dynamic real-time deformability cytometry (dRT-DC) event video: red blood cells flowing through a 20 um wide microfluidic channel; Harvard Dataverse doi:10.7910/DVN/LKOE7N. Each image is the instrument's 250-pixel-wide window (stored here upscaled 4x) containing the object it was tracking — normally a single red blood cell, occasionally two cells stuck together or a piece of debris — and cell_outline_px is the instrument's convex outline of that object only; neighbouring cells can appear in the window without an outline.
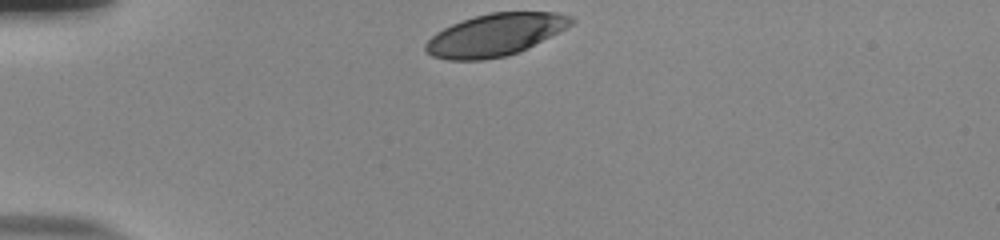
{"species": "human", "species_latin": "Homo sapiens", "temperature_condition": "room temperature", "stored_images_in_passage": 32, "camera_frame_rate_fps": 3000, "um_per_image_px": 0.085, "donor": {"sex": "male"}, "frame": {"image": 1, "passage_image": 1, "time_ms": 0.0, "image_size_px": [1000, 240], "cell_outline_px": [[576, 20], [572, 24], [516, 52], [504, 56], [484, 60], [448, 60], [432, 56], [424, 52], [424, 44], [436, 32], [452, 24], [476, 16], [492, 12], [556, 12], [572, 16]], "centroid_in_image_um": [42.02, 2.96], "position_along_channel_um": 43.0, "area_um2": 35.2}}
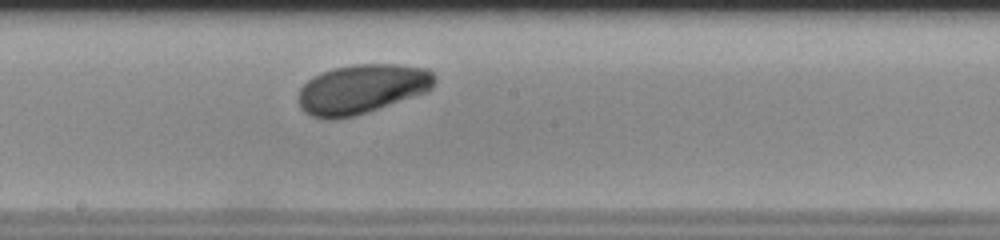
{"frame": {"image": 2, "passage_image": 18, "time_ms": 5.667, "image_size_px": [1000, 240], "cell_outline_px": [[436, 80], [432, 88], [428, 92], [352, 116], [332, 120], [312, 116], [304, 112], [300, 108], [300, 88], [312, 76], [332, 68], [356, 64], [396, 64], [428, 68], [436, 76]], "centroid_in_image_um": [30.78, 7.55], "position_along_channel_um": 217.4, "area_um2": 39.13}}
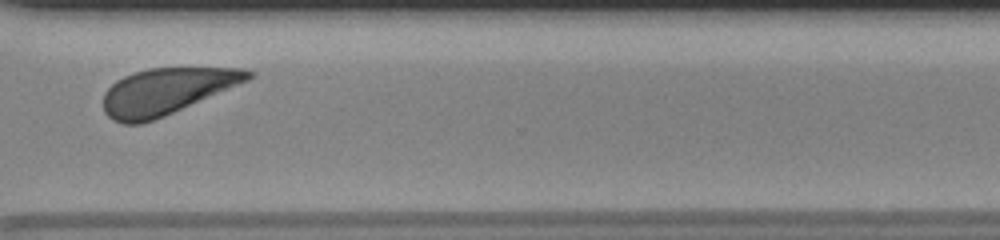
{"frame": {"image": 3, "passage_image": 29, "time_ms": 9.333, "image_size_px": [1000, 240], "cell_outline_px": [[256, 76], [248, 80], [164, 116], [140, 124], [124, 124], [112, 120], [104, 112], [104, 92], [116, 80], [124, 76], [148, 68], [244, 68], [256, 72]], "centroid_in_image_um": [14.14, 7.75], "position_along_channel_um": 356.5, "area_um2": 38.73}, "authors_computed_cell_mechanics": {"area_um2": 38.7838, "velocity_mm_per_s": 3.7803, "shape_relaxation_time_tau1_ms": 2.8159, "shape_relaxation_time_tau2_ms": null, "deformation_change_tau1": 0.1397, "deformation_change_tau2": null}}